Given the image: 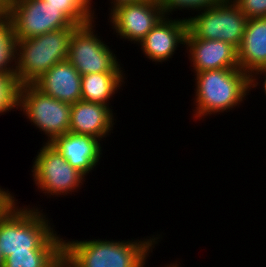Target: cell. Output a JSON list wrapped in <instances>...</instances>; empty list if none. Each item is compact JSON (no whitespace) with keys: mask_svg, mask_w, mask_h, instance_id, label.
<instances>
[{"mask_svg":"<svg viewBox=\"0 0 266 267\" xmlns=\"http://www.w3.org/2000/svg\"><path fill=\"white\" fill-rule=\"evenodd\" d=\"M34 85L44 94L71 105L81 100V75L68 60L53 65Z\"/></svg>","mask_w":266,"mask_h":267,"instance_id":"cell-15","label":"cell"},{"mask_svg":"<svg viewBox=\"0 0 266 267\" xmlns=\"http://www.w3.org/2000/svg\"><path fill=\"white\" fill-rule=\"evenodd\" d=\"M165 267H179V265L176 263H171L170 265L168 264L167 266H165Z\"/></svg>","mask_w":266,"mask_h":267,"instance_id":"cell-30","label":"cell"},{"mask_svg":"<svg viewBox=\"0 0 266 267\" xmlns=\"http://www.w3.org/2000/svg\"><path fill=\"white\" fill-rule=\"evenodd\" d=\"M18 108L45 133L47 143L69 132L71 104L44 94L34 84L19 86Z\"/></svg>","mask_w":266,"mask_h":267,"instance_id":"cell-6","label":"cell"},{"mask_svg":"<svg viewBox=\"0 0 266 267\" xmlns=\"http://www.w3.org/2000/svg\"><path fill=\"white\" fill-rule=\"evenodd\" d=\"M60 267H74L64 256L60 262Z\"/></svg>","mask_w":266,"mask_h":267,"instance_id":"cell-28","label":"cell"},{"mask_svg":"<svg viewBox=\"0 0 266 267\" xmlns=\"http://www.w3.org/2000/svg\"><path fill=\"white\" fill-rule=\"evenodd\" d=\"M9 0H0V16L5 15Z\"/></svg>","mask_w":266,"mask_h":267,"instance_id":"cell-26","label":"cell"},{"mask_svg":"<svg viewBox=\"0 0 266 267\" xmlns=\"http://www.w3.org/2000/svg\"><path fill=\"white\" fill-rule=\"evenodd\" d=\"M61 11L78 26L85 25L94 19L91 0H44Z\"/></svg>","mask_w":266,"mask_h":267,"instance_id":"cell-20","label":"cell"},{"mask_svg":"<svg viewBox=\"0 0 266 267\" xmlns=\"http://www.w3.org/2000/svg\"><path fill=\"white\" fill-rule=\"evenodd\" d=\"M136 1H140V0H112L111 4H112V9L115 8L116 6L123 4V3H129V2H136ZM114 5V6H113Z\"/></svg>","mask_w":266,"mask_h":267,"instance_id":"cell-27","label":"cell"},{"mask_svg":"<svg viewBox=\"0 0 266 267\" xmlns=\"http://www.w3.org/2000/svg\"><path fill=\"white\" fill-rule=\"evenodd\" d=\"M17 204L0 218V249L4 259L12 252L63 251L64 239L57 236L42 210Z\"/></svg>","mask_w":266,"mask_h":267,"instance_id":"cell-1","label":"cell"},{"mask_svg":"<svg viewBox=\"0 0 266 267\" xmlns=\"http://www.w3.org/2000/svg\"><path fill=\"white\" fill-rule=\"evenodd\" d=\"M94 20L78 26L72 33L67 60L80 73L122 72L115 54L94 34Z\"/></svg>","mask_w":266,"mask_h":267,"instance_id":"cell-8","label":"cell"},{"mask_svg":"<svg viewBox=\"0 0 266 267\" xmlns=\"http://www.w3.org/2000/svg\"><path fill=\"white\" fill-rule=\"evenodd\" d=\"M114 120L109 106L79 100L71 105L69 132L102 140L113 130Z\"/></svg>","mask_w":266,"mask_h":267,"instance_id":"cell-14","label":"cell"},{"mask_svg":"<svg viewBox=\"0 0 266 267\" xmlns=\"http://www.w3.org/2000/svg\"><path fill=\"white\" fill-rule=\"evenodd\" d=\"M33 163L34 184L45 195L72 194L85 181V176L72 167L50 143L45 142Z\"/></svg>","mask_w":266,"mask_h":267,"instance_id":"cell-9","label":"cell"},{"mask_svg":"<svg viewBox=\"0 0 266 267\" xmlns=\"http://www.w3.org/2000/svg\"><path fill=\"white\" fill-rule=\"evenodd\" d=\"M15 44L12 27L6 15L0 16V73L15 74ZM12 64V65H11Z\"/></svg>","mask_w":266,"mask_h":267,"instance_id":"cell-19","label":"cell"},{"mask_svg":"<svg viewBox=\"0 0 266 267\" xmlns=\"http://www.w3.org/2000/svg\"><path fill=\"white\" fill-rule=\"evenodd\" d=\"M50 144L84 176L94 169L102 155L100 139L90 135L68 132L57 136Z\"/></svg>","mask_w":266,"mask_h":267,"instance_id":"cell-13","label":"cell"},{"mask_svg":"<svg viewBox=\"0 0 266 267\" xmlns=\"http://www.w3.org/2000/svg\"><path fill=\"white\" fill-rule=\"evenodd\" d=\"M158 237L144 240L63 241V256L74 267H144Z\"/></svg>","mask_w":266,"mask_h":267,"instance_id":"cell-2","label":"cell"},{"mask_svg":"<svg viewBox=\"0 0 266 267\" xmlns=\"http://www.w3.org/2000/svg\"><path fill=\"white\" fill-rule=\"evenodd\" d=\"M77 27L16 40L15 77L18 85L34 84L53 65L67 60L71 35Z\"/></svg>","mask_w":266,"mask_h":267,"instance_id":"cell-4","label":"cell"},{"mask_svg":"<svg viewBox=\"0 0 266 267\" xmlns=\"http://www.w3.org/2000/svg\"><path fill=\"white\" fill-rule=\"evenodd\" d=\"M223 1L225 0H159L160 6L163 9L164 16L166 17H169L167 15H170L173 10L177 11V9H197L196 11H202L211 6L219 5Z\"/></svg>","mask_w":266,"mask_h":267,"instance_id":"cell-22","label":"cell"},{"mask_svg":"<svg viewBox=\"0 0 266 267\" xmlns=\"http://www.w3.org/2000/svg\"><path fill=\"white\" fill-rule=\"evenodd\" d=\"M239 68L250 77L266 68V17L248 19L238 48Z\"/></svg>","mask_w":266,"mask_h":267,"instance_id":"cell-16","label":"cell"},{"mask_svg":"<svg viewBox=\"0 0 266 267\" xmlns=\"http://www.w3.org/2000/svg\"><path fill=\"white\" fill-rule=\"evenodd\" d=\"M123 72H104L81 76V100L109 106V99L124 82Z\"/></svg>","mask_w":266,"mask_h":267,"instance_id":"cell-17","label":"cell"},{"mask_svg":"<svg viewBox=\"0 0 266 267\" xmlns=\"http://www.w3.org/2000/svg\"><path fill=\"white\" fill-rule=\"evenodd\" d=\"M4 262H5V259H4L3 255H2V251L0 249V267L4 266Z\"/></svg>","mask_w":266,"mask_h":267,"instance_id":"cell-29","label":"cell"},{"mask_svg":"<svg viewBox=\"0 0 266 267\" xmlns=\"http://www.w3.org/2000/svg\"><path fill=\"white\" fill-rule=\"evenodd\" d=\"M263 74V78H264V81H263V90L265 92V95H266V68H263V69H260L258 71H256L252 76H251V89L254 88V87H257V85L259 84L258 82V79L260 78V76ZM259 78H258V77ZM257 77V78H256Z\"/></svg>","mask_w":266,"mask_h":267,"instance_id":"cell-25","label":"cell"},{"mask_svg":"<svg viewBox=\"0 0 266 267\" xmlns=\"http://www.w3.org/2000/svg\"><path fill=\"white\" fill-rule=\"evenodd\" d=\"M15 198L8 190L4 191L0 187V218L8 211V209L15 203Z\"/></svg>","mask_w":266,"mask_h":267,"instance_id":"cell-24","label":"cell"},{"mask_svg":"<svg viewBox=\"0 0 266 267\" xmlns=\"http://www.w3.org/2000/svg\"><path fill=\"white\" fill-rule=\"evenodd\" d=\"M63 251L12 252L3 267H60Z\"/></svg>","mask_w":266,"mask_h":267,"instance_id":"cell-18","label":"cell"},{"mask_svg":"<svg viewBox=\"0 0 266 267\" xmlns=\"http://www.w3.org/2000/svg\"><path fill=\"white\" fill-rule=\"evenodd\" d=\"M248 19L266 17V0H232Z\"/></svg>","mask_w":266,"mask_h":267,"instance_id":"cell-23","label":"cell"},{"mask_svg":"<svg viewBox=\"0 0 266 267\" xmlns=\"http://www.w3.org/2000/svg\"><path fill=\"white\" fill-rule=\"evenodd\" d=\"M186 49L194 72L239 68L238 49L232 44L215 39H198L189 30L186 34Z\"/></svg>","mask_w":266,"mask_h":267,"instance_id":"cell-11","label":"cell"},{"mask_svg":"<svg viewBox=\"0 0 266 267\" xmlns=\"http://www.w3.org/2000/svg\"><path fill=\"white\" fill-rule=\"evenodd\" d=\"M194 117L220 114L239 106L251 89V77L240 68L206 70L196 74ZM202 117V118H201Z\"/></svg>","mask_w":266,"mask_h":267,"instance_id":"cell-3","label":"cell"},{"mask_svg":"<svg viewBox=\"0 0 266 267\" xmlns=\"http://www.w3.org/2000/svg\"><path fill=\"white\" fill-rule=\"evenodd\" d=\"M164 17L159 0L123 3L110 12V23L120 38L139 44Z\"/></svg>","mask_w":266,"mask_h":267,"instance_id":"cell-10","label":"cell"},{"mask_svg":"<svg viewBox=\"0 0 266 267\" xmlns=\"http://www.w3.org/2000/svg\"><path fill=\"white\" fill-rule=\"evenodd\" d=\"M16 40H24L75 25L60 8L44 0H9L6 14Z\"/></svg>","mask_w":266,"mask_h":267,"instance_id":"cell-5","label":"cell"},{"mask_svg":"<svg viewBox=\"0 0 266 267\" xmlns=\"http://www.w3.org/2000/svg\"><path fill=\"white\" fill-rule=\"evenodd\" d=\"M18 89L15 74L0 73V114L18 109Z\"/></svg>","mask_w":266,"mask_h":267,"instance_id":"cell-21","label":"cell"},{"mask_svg":"<svg viewBox=\"0 0 266 267\" xmlns=\"http://www.w3.org/2000/svg\"><path fill=\"white\" fill-rule=\"evenodd\" d=\"M187 31V18L172 20L164 16L139 43L142 53L152 62L167 61L179 44L185 45Z\"/></svg>","mask_w":266,"mask_h":267,"instance_id":"cell-12","label":"cell"},{"mask_svg":"<svg viewBox=\"0 0 266 267\" xmlns=\"http://www.w3.org/2000/svg\"><path fill=\"white\" fill-rule=\"evenodd\" d=\"M248 18L232 1L225 0L187 19L188 30L198 39L225 41L240 47Z\"/></svg>","mask_w":266,"mask_h":267,"instance_id":"cell-7","label":"cell"}]
</instances>
